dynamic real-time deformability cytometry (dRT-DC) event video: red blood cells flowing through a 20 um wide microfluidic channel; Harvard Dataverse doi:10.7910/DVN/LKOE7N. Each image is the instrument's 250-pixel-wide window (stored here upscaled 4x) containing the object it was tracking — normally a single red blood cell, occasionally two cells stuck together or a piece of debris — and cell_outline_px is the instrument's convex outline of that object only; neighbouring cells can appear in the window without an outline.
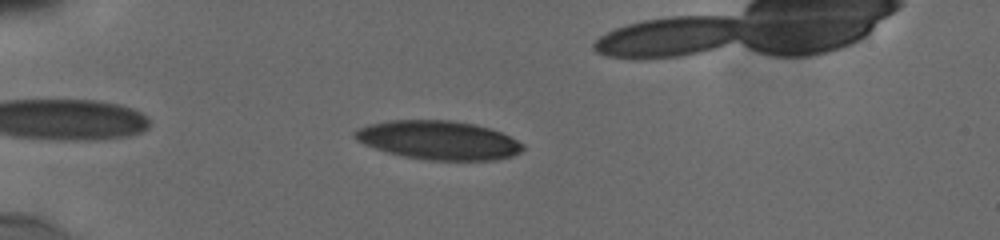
{"species": "human", "species_latin": "Homo sapiens", "temperature_condition": "cold", "stored_images_in_passage": 13, "camera_frame_rate_fps": 3000, "um_per_image_px": 0.085, "donor": {"sex": "male"}, "frame": {"image": 1, "passage_image": 8, "time_ms": 1.667, "image_size_px": [1000, 240], "cell_outline_px": [[524, 148], [520, 152], [512, 156], [496, 160], [428, 160], [404, 156], [388, 152], [364, 144], [356, 140], [352, 136], [352, 132], [356, 128], [368, 124], [388, 120], [448, 120], [476, 124], [500, 132], [524, 144]], "centroid_in_image_um": [37.23, 11.91], "position_along_channel_um": 47.8, "area_um2": 38.03}}